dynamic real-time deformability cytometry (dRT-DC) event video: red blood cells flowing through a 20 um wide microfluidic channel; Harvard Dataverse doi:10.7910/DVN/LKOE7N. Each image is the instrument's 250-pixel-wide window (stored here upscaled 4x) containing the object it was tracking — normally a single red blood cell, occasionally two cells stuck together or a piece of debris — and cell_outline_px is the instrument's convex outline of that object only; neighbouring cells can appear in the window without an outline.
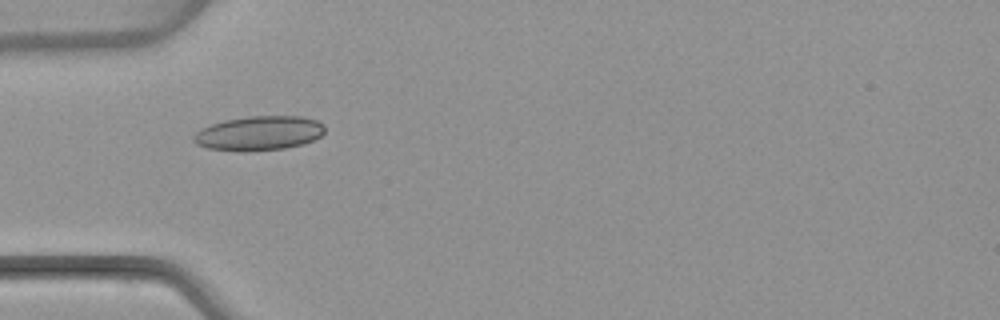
{"species": "common noctule bat (a hibernating species)", "species_latin": "Nyctalus noctula", "temperature_condition": "warm", "stored_images_in_passage": 2, "camera_frame_rate_fps": 3000, "um_per_image_px": 0.085, "animal": {"sex": "female", "body_mass_g": 22.7, "forearm_length_mm": 54.2}, "frame": {"image": 1, "passage_image": 2, "time_ms": 1.333, "image_size_px": [1000, 320], "cell_outline_px": [[324, 132], [320, 136], [304, 144], [284, 148], [248, 152], [236, 152], [208, 148], [196, 144], [192, 140], [192, 136], [196, 132], [212, 124], [224, 120], [248, 116], [300, 116], [316, 120], [324, 124]], "centroid_in_image_um": [22.0, 11.33], "position_along_channel_um": 63.0, "area_um2": 26.47}}